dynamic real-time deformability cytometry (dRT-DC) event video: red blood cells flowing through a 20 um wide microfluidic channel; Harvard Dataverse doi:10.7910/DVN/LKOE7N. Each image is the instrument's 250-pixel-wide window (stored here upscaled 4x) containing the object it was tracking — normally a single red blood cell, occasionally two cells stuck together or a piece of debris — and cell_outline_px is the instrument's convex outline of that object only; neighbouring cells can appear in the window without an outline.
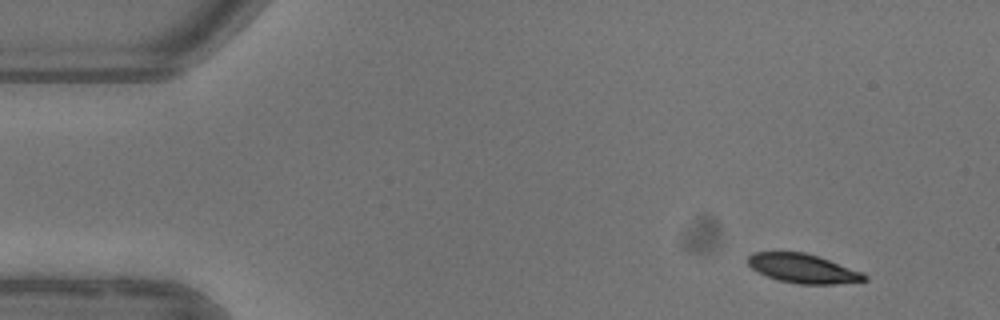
{"species": "common noctule bat (a hibernating species)", "species_latin": "Nyctalus noctula", "temperature_condition": "warm", "stored_images_in_passage": 5, "camera_frame_rate_fps": 3000, "um_per_image_px": 0.085, "animal": {"sex": "female"}, "frame": {"image": 1, "passage_image": 1, "time_ms": 0.0, "image_size_px": [1000, 320], "cell_outline_px": [[868, 280], [832, 284], [796, 284], [776, 280], [752, 268], [748, 264], [748, 256], [752, 252], [804, 252], [820, 256], [860, 272], [868, 276]], "centroid_in_image_um": [68.24, 22.82], "position_along_channel_um": 16.8, "area_um2": 19.65}}